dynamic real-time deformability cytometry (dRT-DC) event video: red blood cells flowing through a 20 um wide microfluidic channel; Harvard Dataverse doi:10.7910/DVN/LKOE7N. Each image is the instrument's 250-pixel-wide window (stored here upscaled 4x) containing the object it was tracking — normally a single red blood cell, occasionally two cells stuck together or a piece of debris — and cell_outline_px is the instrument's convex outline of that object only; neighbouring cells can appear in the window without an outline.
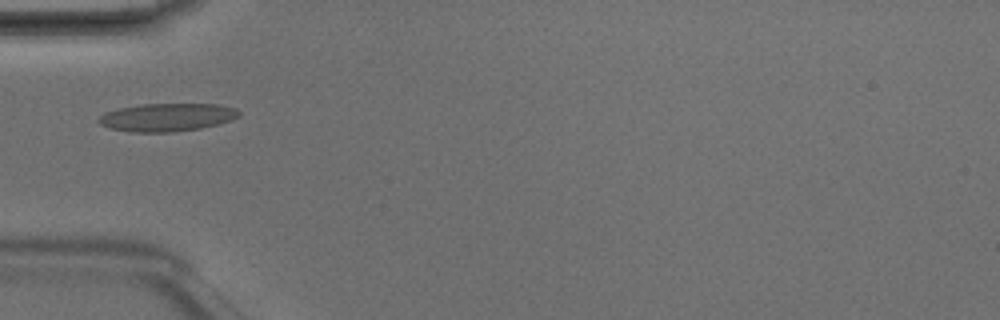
{"species": "Egyptian fruit bat (a non-hibernating species)", "species_latin": "Rousettus aegyptiacus", "temperature_condition": "room temperature", "stored_images_in_passage": 6, "camera_frame_rate_fps": 3000, "um_per_image_px": 0.085, "animal": {"sex": "male"}, "frame": {"image": 1, "passage_image": 4, "time_ms": 1.0, "image_size_px": [1000, 320], "cell_outline_px": [[240, 116], [232, 120], [200, 128], [172, 132], [132, 132], [112, 128], [100, 124], [96, 120], [104, 112], [120, 108], [140, 104], [216, 104], [236, 108], [240, 112]], "centroid_in_image_um": [14.2, 9.96], "position_along_channel_um": 70.8, "area_um2": 22.83}}